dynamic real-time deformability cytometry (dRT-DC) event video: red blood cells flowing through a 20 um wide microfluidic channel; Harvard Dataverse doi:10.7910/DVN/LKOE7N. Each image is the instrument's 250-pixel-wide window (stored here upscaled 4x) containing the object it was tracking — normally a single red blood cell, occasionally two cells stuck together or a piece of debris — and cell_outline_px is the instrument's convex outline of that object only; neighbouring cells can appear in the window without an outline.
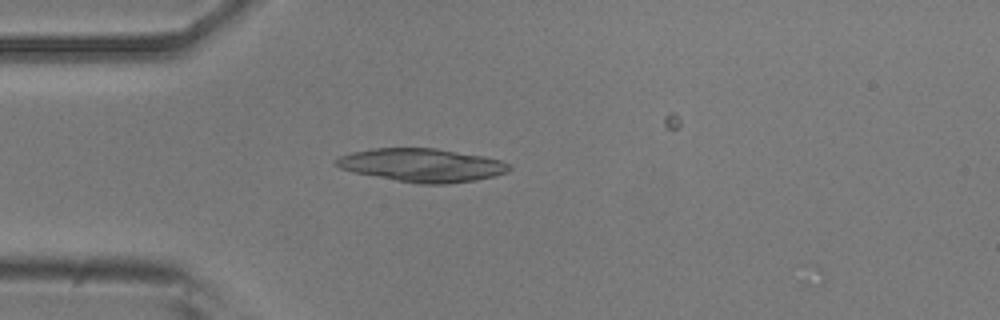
{"species": "common noctule bat (a hibernating species)", "species_latin": "Nyctalus noctula", "temperature_condition": "room temperature", "stored_images_in_passage": 14, "camera_frame_rate_fps": 3000, "um_per_image_px": 0.085, "animal": {"sex": "male", "body_mass_g": 20.5, "forearm_length_mm": 52.5}, "frame": {"image": 1, "passage_image": 3, "time_ms": 0.667, "image_size_px": [1000, 320], "cell_outline_px": [[512, 168], [508, 172], [496, 176], [476, 180], [448, 184], [420, 184], [396, 180], [352, 172], [340, 168], [332, 164], [340, 156], [352, 152], [372, 148], [436, 148], [484, 156], [500, 160], [512, 164]], "centroid_in_image_um": [35.9, 14.04], "position_along_channel_um": 49.1, "area_um2": 33.87}}